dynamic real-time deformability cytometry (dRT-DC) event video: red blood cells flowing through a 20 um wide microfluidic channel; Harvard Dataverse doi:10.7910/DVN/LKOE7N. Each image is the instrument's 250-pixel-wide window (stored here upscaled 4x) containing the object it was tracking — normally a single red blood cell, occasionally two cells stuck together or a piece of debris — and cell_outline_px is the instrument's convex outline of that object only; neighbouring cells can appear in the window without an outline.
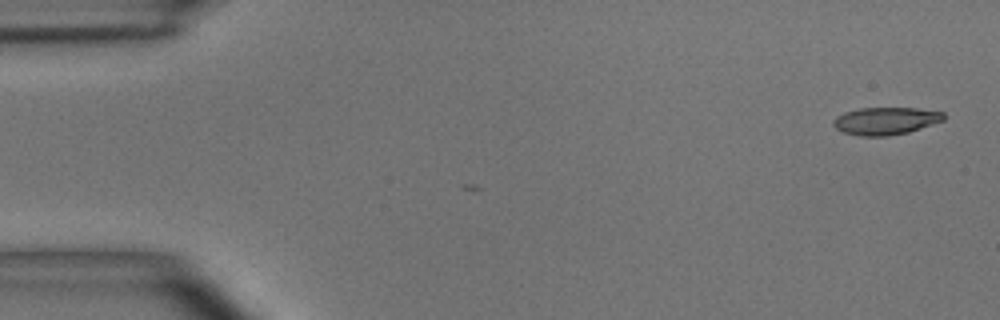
{"species": "common noctule bat (a hibernating species)", "species_latin": "Nyctalus noctula", "temperature_condition": "room temperature", "stored_images_in_passage": 3, "camera_frame_rate_fps": 3000, "um_per_image_px": 0.085, "animal": {"sex": "male", "body_mass_g": 15.6}, "frame": {"image": 1, "passage_image": 1, "time_ms": 0.0, "image_size_px": [1000, 320], "cell_outline_px": [[944, 120], [908, 132], [888, 136], [860, 136], [844, 132], [836, 128], [832, 124], [832, 120], [836, 116], [844, 112], [860, 108], [916, 108], [944, 112]], "centroid_in_image_um": [75.25, 10.27], "position_along_channel_um": 9.8, "area_um2": 17.63}}